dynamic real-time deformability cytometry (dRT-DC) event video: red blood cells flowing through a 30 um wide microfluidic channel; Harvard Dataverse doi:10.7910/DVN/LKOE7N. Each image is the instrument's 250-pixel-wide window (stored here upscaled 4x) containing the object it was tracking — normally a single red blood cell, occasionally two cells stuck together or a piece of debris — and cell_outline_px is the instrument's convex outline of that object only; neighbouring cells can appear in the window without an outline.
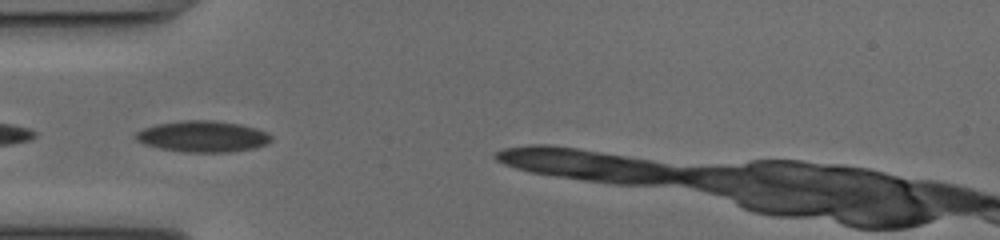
{"species": "common noctule bat (a hibernating species)", "species_latin": "Nyctalus noctula", "temperature_condition": "cold", "stored_images_in_passage": 21, "camera_frame_rate_fps": 3000, "um_per_image_px": 0.085, "animal": {"sex": "female", "body_mass_g": 17.0, "forearm_length_mm": 48.0}, "frame": {"image": 1, "passage_image": 8, "time_ms": 2.333, "image_size_px": [1000, 240], "cell_outline_px": [[272, 140], [268, 144], [252, 148], [228, 152], [188, 152], [160, 148], [144, 144], [136, 140], [136, 132], [144, 128], [156, 124], [184, 120], [212, 120], [240, 124], [256, 128], [268, 132], [272, 136]], "centroid_in_image_um": [17.26, 11.59], "position_along_channel_um": 67.7, "area_um2": 24.57}}
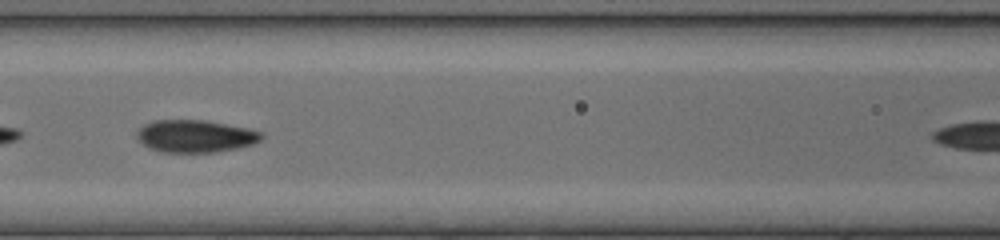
{"frame": {"image": 2, "passage_image": 14, "time_ms": 4.333, "image_size_px": [1000, 240], "cell_outline_px": [[264, 136], [260, 140], [252, 144], [236, 148], [216, 152], [160, 152], [144, 144], [136, 136], [136, 132], [144, 124], [152, 120], [204, 120], [248, 128], [260, 132]], "centroid_in_image_um": [16.59, 11.56], "position_along_channel_um": 150.0, "area_um2": 23.35}}
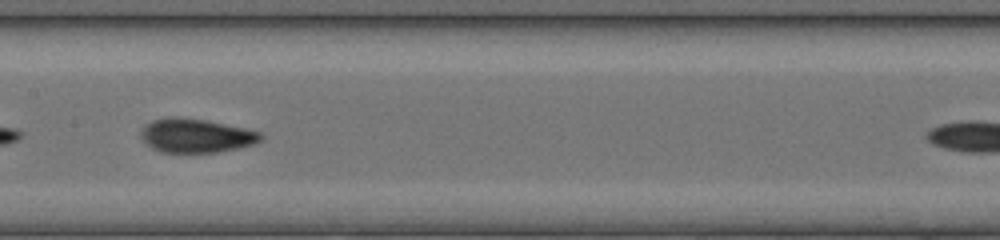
{"frame": {"image": 3, "passage_image": 17, "time_ms": 5.333, "image_size_px": [1000, 240], "cell_outline_px": [[264, 136], [260, 140], [252, 144], [236, 148], [216, 152], [160, 152], [152, 148], [140, 136], [140, 132], [152, 120], [172, 116], [176, 116], [204, 120], [244, 128], [260, 132]], "centroid_in_image_um": [16.64, 11.52], "position_along_channel_um": 190.8, "area_um2": 23.29}}